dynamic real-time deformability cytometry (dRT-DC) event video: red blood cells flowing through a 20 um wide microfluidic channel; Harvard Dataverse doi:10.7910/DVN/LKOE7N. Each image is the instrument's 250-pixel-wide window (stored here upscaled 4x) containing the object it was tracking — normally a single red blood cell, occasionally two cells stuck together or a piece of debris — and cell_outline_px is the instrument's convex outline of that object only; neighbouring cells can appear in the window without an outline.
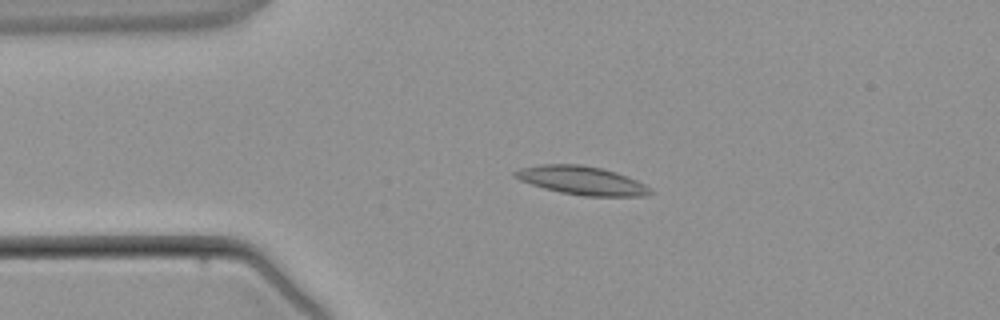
{"species": "common noctule bat (a hibernating species)", "species_latin": "Nyctalus noctula", "temperature_condition": "warm", "stored_images_in_passage": 2, "camera_frame_rate_fps": 3000, "um_per_image_px": 0.085, "animal": {"sex": "male", "body_mass_g": 21.5, "forearm_length_mm": 52.0}, "frame": {"image": 1, "passage_image": 2, "time_ms": 1.333, "image_size_px": [1000, 320], "cell_outline_px": [[652, 192], [644, 196], [584, 196], [560, 192], [544, 188], [520, 180], [512, 176], [512, 172], [520, 168], [540, 164], [580, 164], [600, 168], [616, 172], [636, 180], [644, 184]], "centroid_in_image_um": [49.4, 15.33], "position_along_channel_um": 35.6, "area_um2": 22.31}}